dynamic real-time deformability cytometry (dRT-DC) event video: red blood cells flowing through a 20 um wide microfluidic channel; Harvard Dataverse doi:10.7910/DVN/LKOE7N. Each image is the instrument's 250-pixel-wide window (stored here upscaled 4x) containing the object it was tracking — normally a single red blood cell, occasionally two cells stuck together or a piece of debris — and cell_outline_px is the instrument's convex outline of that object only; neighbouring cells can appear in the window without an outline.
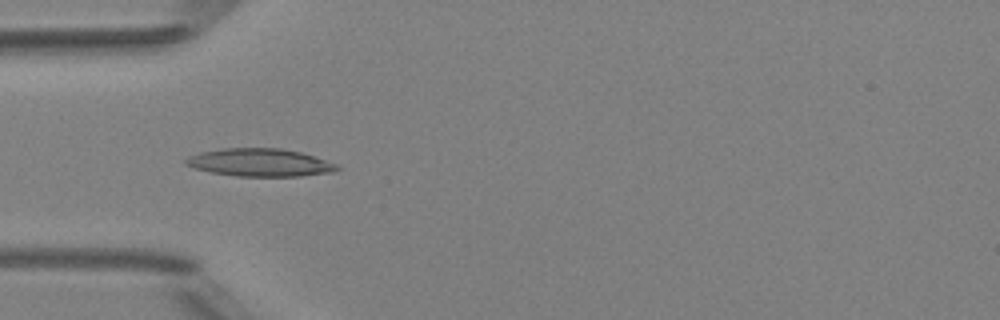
{"species": "Egyptian fruit bat (a non-hibernating species)", "species_latin": "Rousettus aegyptiacus", "temperature_condition": "room temperature", "stored_images_in_passage": 7, "camera_frame_rate_fps": 3000, "um_per_image_px": 0.085, "animal": {"sex": "female"}, "frame": {"image": 1, "passage_image": 5, "time_ms": 4.333, "image_size_px": [1000, 320], "cell_outline_px": [[340, 168], [332, 172], [300, 176], [236, 176], [212, 172], [196, 168], [184, 164], [184, 160], [188, 156], [200, 152], [224, 148], [280, 148], [300, 152], [336, 164]], "centroid_in_image_um": [22.05, 13.81], "position_along_channel_um": 62.9, "area_um2": 24.28}}
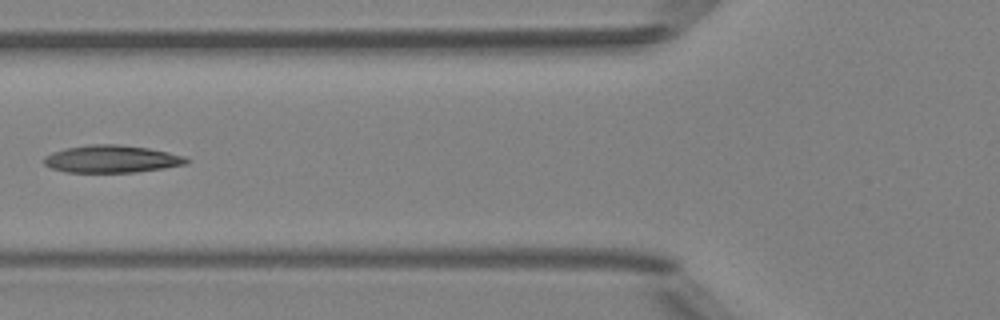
{"frame": {"image": 2, "passage_image": 6, "time_ms": 5.667, "image_size_px": [1000, 320], "cell_outline_px": [[188, 164], [164, 168], [136, 172], [64, 172], [52, 168], [44, 164], [44, 156], [52, 152], [68, 148], [92, 144], [116, 144], [148, 148], [168, 152], [184, 156], [188, 160]], "centroid_in_image_um": [9.49, 13.52], "position_along_channel_um": 116.3, "area_um2": 22.66}}
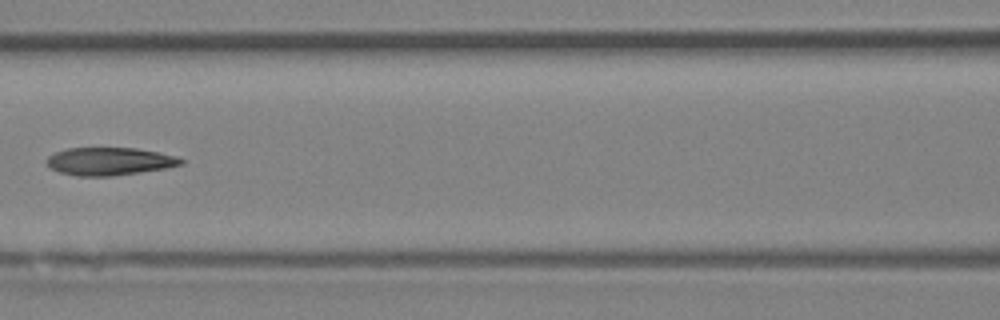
{"frame": {"image": 3, "passage_image": 7, "time_ms": 6.667, "image_size_px": [1000, 320], "cell_outline_px": [[184, 164], [164, 168], [140, 172], [112, 176], [76, 176], [60, 172], [48, 168], [44, 160], [48, 156], [56, 152], [68, 148], [136, 148], [160, 152], [176, 156], [184, 160]], "centroid_in_image_um": [9.27, 13.71], "position_along_channel_um": 157.3, "area_um2": 21.91}}